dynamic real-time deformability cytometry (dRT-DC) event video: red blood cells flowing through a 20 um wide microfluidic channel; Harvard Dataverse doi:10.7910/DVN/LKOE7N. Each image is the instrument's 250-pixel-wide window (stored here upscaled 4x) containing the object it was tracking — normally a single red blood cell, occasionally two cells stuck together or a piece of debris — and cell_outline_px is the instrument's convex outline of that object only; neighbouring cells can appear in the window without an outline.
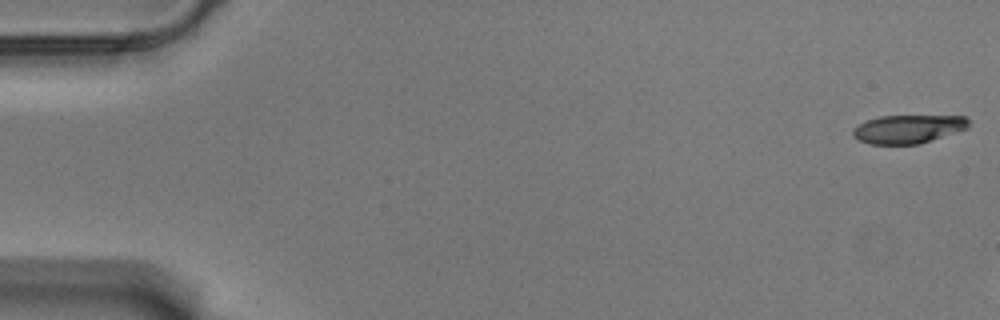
{"species": "Egyptian fruit bat (a non-hibernating species)", "species_latin": "Rousettus aegyptiacus", "temperature_condition": "warm", "stored_images_in_passage": 8, "camera_frame_rate_fps": 3000, "um_per_image_px": 0.085, "animal": {"sex": "male"}, "frame": {"image": 1, "passage_image": 1, "time_ms": 0.0, "image_size_px": [1000, 320], "cell_outline_px": [[968, 128], [920, 144], [872, 144], [860, 140], [852, 136], [852, 128], [868, 120], [880, 116], [964, 116], [968, 120]], "centroid_in_image_um": [77.18, 10.97], "position_along_channel_um": 7.8, "area_um2": 19.02}}